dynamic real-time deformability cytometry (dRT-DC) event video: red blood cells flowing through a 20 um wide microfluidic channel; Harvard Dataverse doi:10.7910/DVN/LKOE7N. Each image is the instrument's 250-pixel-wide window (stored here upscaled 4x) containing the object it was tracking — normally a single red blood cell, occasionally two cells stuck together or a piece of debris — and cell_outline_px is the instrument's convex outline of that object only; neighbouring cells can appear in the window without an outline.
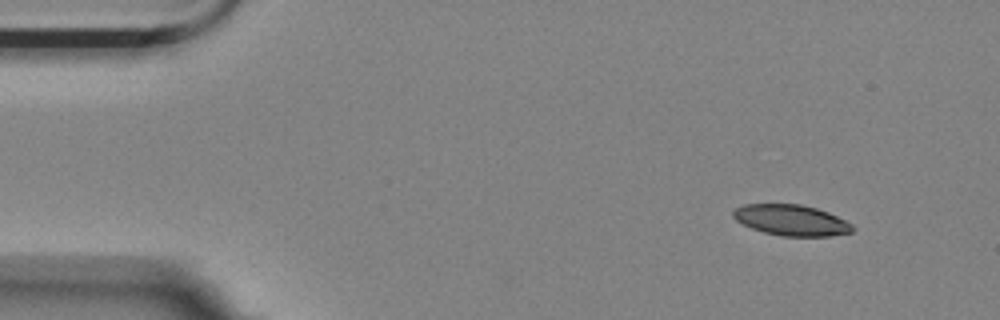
{"species": "Egyptian fruit bat (a non-hibernating species)", "species_latin": "Rousettus aegyptiacus", "temperature_condition": "room temperature", "stored_images_in_passage": 12, "camera_frame_rate_fps": 3000, "um_per_image_px": 0.085, "animal": {"sex": "female"}, "frame": {"image": 1, "passage_image": 1, "time_ms": 0.0, "image_size_px": [1000, 320], "cell_outline_px": [[856, 228], [852, 232], [828, 236], [780, 236], [764, 232], [752, 228], [736, 220], [732, 216], [732, 212], [736, 208], [744, 204], [800, 204], [816, 208], [828, 212], [852, 224]], "centroid_in_image_um": [67.26, 18.71], "position_along_channel_um": 17.7, "area_um2": 21.39}}
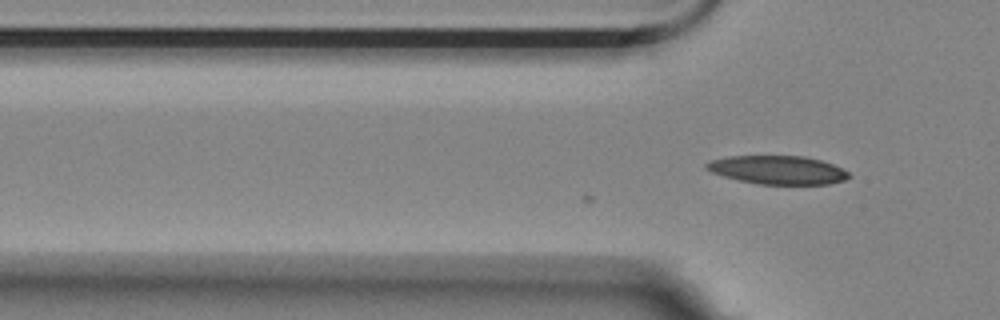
{"frame": {"image": 2, "passage_image": 12, "time_ms": 3.667, "image_size_px": [1000, 320], "cell_outline_px": [[852, 176], [844, 180], [828, 184], [756, 184], [724, 176], [712, 172], [704, 168], [704, 164], [708, 160], [728, 156], [804, 156], [820, 160], [832, 164], [848, 172]], "centroid_in_image_um": [66.07, 14.44], "position_along_channel_um": 59.7, "area_um2": 23.64}}